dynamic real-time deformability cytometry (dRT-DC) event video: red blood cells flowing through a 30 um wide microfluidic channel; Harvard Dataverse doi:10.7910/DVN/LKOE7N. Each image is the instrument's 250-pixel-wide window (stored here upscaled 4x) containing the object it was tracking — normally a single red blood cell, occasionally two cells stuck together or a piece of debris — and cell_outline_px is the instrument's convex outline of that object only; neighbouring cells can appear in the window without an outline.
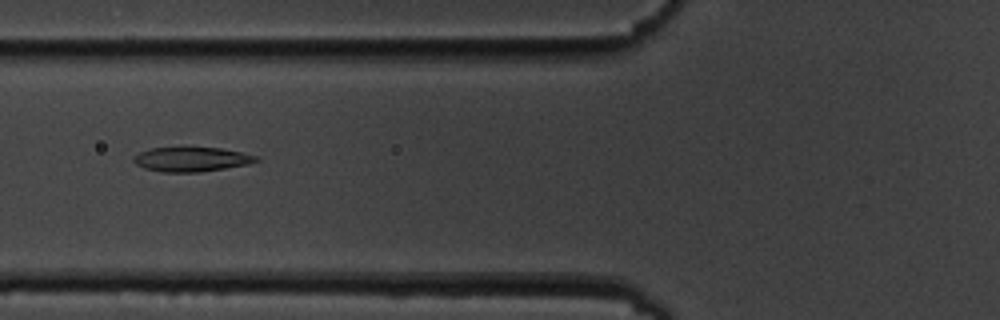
{"species": "common noctule bat (a hibernating species)", "species_latin": "Nyctalus noctula", "temperature_condition": "cold", "stored_images_in_passage": 7, "camera_frame_rate_fps": 3000, "um_per_image_px": 0.085, "animal": {"sex": "male", "body_mass_g": 19.5, "forearm_length_mm": 54.6}, "frame": {"image": 1, "passage_image": 6, "time_ms": 6.0, "image_size_px": [1000, 320], "cell_outline_px": [[260, 160], [248, 164], [224, 168], [196, 172], [164, 172], [144, 168], [136, 164], [132, 160], [132, 156], [140, 152], [152, 148], [220, 148], [240, 152], [256, 156]], "centroid_in_image_um": [16.23, 13.54], "position_along_channel_um": 109.6, "area_um2": 17.17}}
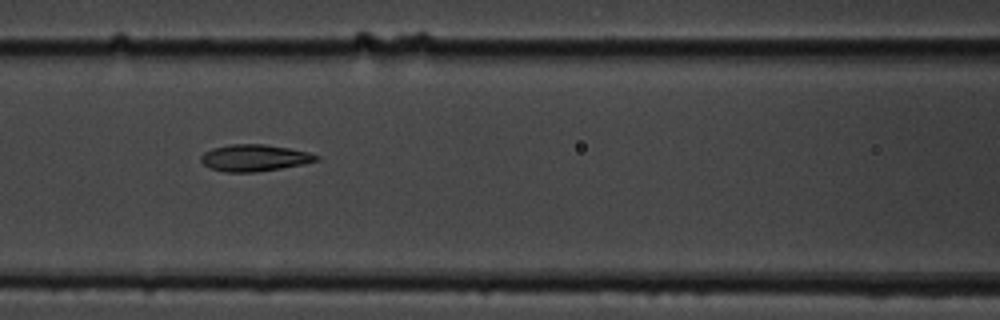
{"frame": {"image": 2, "passage_image": 7, "time_ms": 7.0, "image_size_px": [1000, 320], "cell_outline_px": [[320, 160], [304, 164], [256, 172], [224, 172], [212, 168], [204, 164], [200, 160], [200, 156], [204, 152], [212, 148], [228, 144], [264, 144], [288, 148], [308, 152], [320, 156]], "centroid_in_image_um": [21.63, 13.41], "position_along_channel_um": 145.0, "area_um2": 17.98}}